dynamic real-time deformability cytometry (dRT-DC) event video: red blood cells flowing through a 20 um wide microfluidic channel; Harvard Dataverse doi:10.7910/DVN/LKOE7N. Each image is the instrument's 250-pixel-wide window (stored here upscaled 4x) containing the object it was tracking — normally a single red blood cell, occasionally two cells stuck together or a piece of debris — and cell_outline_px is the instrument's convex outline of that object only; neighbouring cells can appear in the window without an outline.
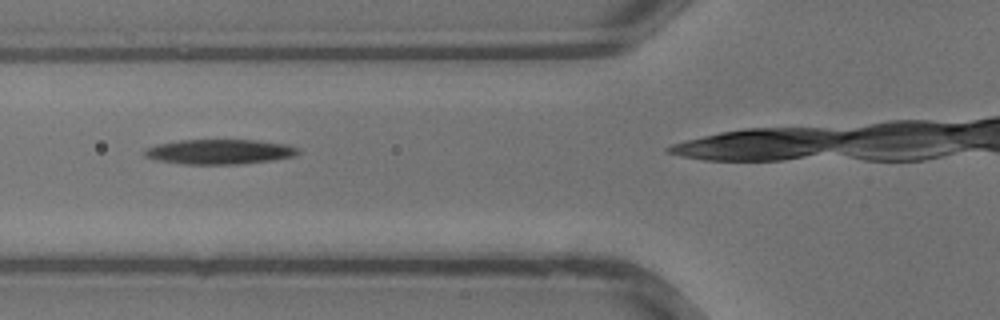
{"species": "common noctule bat (a hibernating species)", "species_latin": "Nyctalus noctula", "temperature_condition": "warm", "stored_images_in_passage": 18, "camera_frame_rate_fps": 3000, "um_per_image_px": 0.085, "animal": {"sex": "male", "body_mass_g": 13.3}, "frame": {"image": 1, "passage_image": 3, "time_ms": 0.667, "image_size_px": [1000, 320], "cell_outline_px": [[300, 152], [296, 156], [272, 160], [240, 164], [180, 164], [156, 160], [144, 156], [144, 148], [156, 144], [180, 140], [256, 140], [284, 144], [300, 148]], "centroid_in_image_um": [18.64, 12.9], "position_along_channel_um": 107.2, "area_um2": 22.43}}
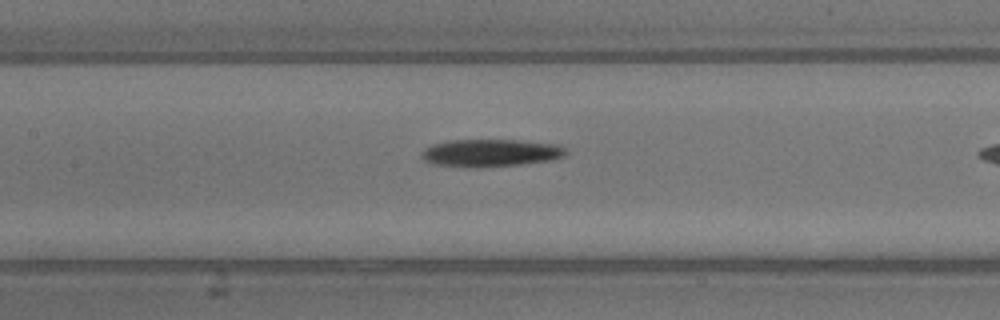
{"frame": {"image": 2, "passage_image": 6, "time_ms": 1.667, "image_size_px": [1000, 320], "cell_outline_px": [[568, 152], [564, 156], [548, 160], [520, 164], [480, 168], [468, 168], [432, 164], [424, 160], [420, 156], [424, 148], [432, 144], [448, 140], [516, 140], [556, 144], [564, 148]], "centroid_in_image_um": [41.62, 13.0], "position_along_channel_um": 165.8, "area_um2": 23.29}}
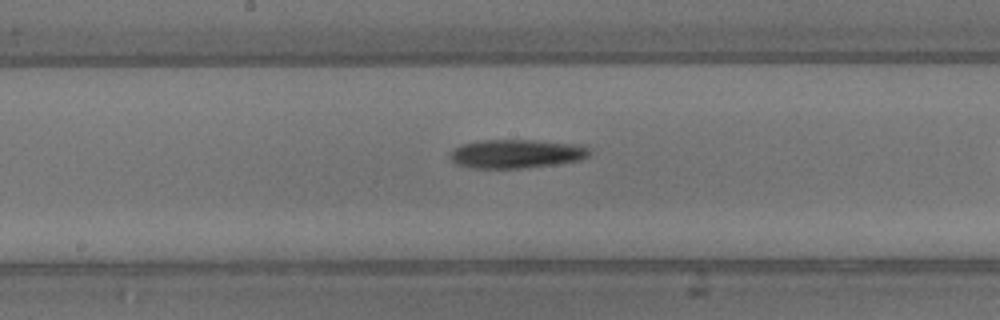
{"frame": {"image": 3, "passage_image": 8, "time_ms": 2.333, "image_size_px": [1000, 320], "cell_outline_px": [[592, 152], [588, 156], [580, 160], [552, 164], [520, 168], [472, 168], [456, 164], [448, 156], [460, 144], [484, 140], [532, 140], [584, 144], [592, 148]], "centroid_in_image_um": [43.95, 13.06], "position_along_channel_um": 204.3, "area_um2": 23.47}}